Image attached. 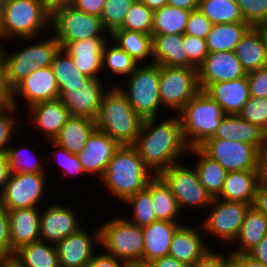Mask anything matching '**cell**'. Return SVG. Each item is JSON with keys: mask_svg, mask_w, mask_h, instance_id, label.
<instances>
[{"mask_svg": "<svg viewBox=\"0 0 267 267\" xmlns=\"http://www.w3.org/2000/svg\"><path fill=\"white\" fill-rule=\"evenodd\" d=\"M133 147L155 176L171 165L182 162L185 156L189 157L180 117L173 113L162 121L158 117L143 119Z\"/></svg>", "mask_w": 267, "mask_h": 267, "instance_id": "cell-1", "label": "cell"}, {"mask_svg": "<svg viewBox=\"0 0 267 267\" xmlns=\"http://www.w3.org/2000/svg\"><path fill=\"white\" fill-rule=\"evenodd\" d=\"M154 177L133 145H121L99 181L123 204L128 197L144 190Z\"/></svg>", "mask_w": 267, "mask_h": 267, "instance_id": "cell-2", "label": "cell"}, {"mask_svg": "<svg viewBox=\"0 0 267 267\" xmlns=\"http://www.w3.org/2000/svg\"><path fill=\"white\" fill-rule=\"evenodd\" d=\"M49 34L47 35L48 37L22 38L12 40L10 43L8 42V44H15L16 41L19 42L18 40L25 42H21L23 46L19 47V49L17 48V50L15 49L14 52H9L7 45L6 48L4 44L0 45L6 79L12 89L35 70L51 66L61 46L55 39V36L51 32Z\"/></svg>", "mask_w": 267, "mask_h": 267, "instance_id": "cell-3", "label": "cell"}, {"mask_svg": "<svg viewBox=\"0 0 267 267\" xmlns=\"http://www.w3.org/2000/svg\"><path fill=\"white\" fill-rule=\"evenodd\" d=\"M143 119L135 112L125 94L110 86L104 93L95 119L96 128L120 145H133L138 138Z\"/></svg>", "mask_w": 267, "mask_h": 267, "instance_id": "cell-4", "label": "cell"}, {"mask_svg": "<svg viewBox=\"0 0 267 267\" xmlns=\"http://www.w3.org/2000/svg\"><path fill=\"white\" fill-rule=\"evenodd\" d=\"M1 13L0 45L51 32V15L39 0H4Z\"/></svg>", "mask_w": 267, "mask_h": 267, "instance_id": "cell-5", "label": "cell"}, {"mask_svg": "<svg viewBox=\"0 0 267 267\" xmlns=\"http://www.w3.org/2000/svg\"><path fill=\"white\" fill-rule=\"evenodd\" d=\"M180 117L182 135L189 148L198 147L213 137L226 115L221 106L206 92L200 90L177 113Z\"/></svg>", "mask_w": 267, "mask_h": 267, "instance_id": "cell-6", "label": "cell"}, {"mask_svg": "<svg viewBox=\"0 0 267 267\" xmlns=\"http://www.w3.org/2000/svg\"><path fill=\"white\" fill-rule=\"evenodd\" d=\"M159 79L160 65L139 64L123 81L127 86L123 85L121 80H115L111 86H117L125 94L132 108L142 119L161 118L165 115L159 112L164 108L160 101Z\"/></svg>", "mask_w": 267, "mask_h": 267, "instance_id": "cell-7", "label": "cell"}, {"mask_svg": "<svg viewBox=\"0 0 267 267\" xmlns=\"http://www.w3.org/2000/svg\"><path fill=\"white\" fill-rule=\"evenodd\" d=\"M107 219L100 226V248L118 259L142 262L144 252L143 228L131 223L123 215ZM122 216V217H121Z\"/></svg>", "mask_w": 267, "mask_h": 267, "instance_id": "cell-8", "label": "cell"}, {"mask_svg": "<svg viewBox=\"0 0 267 267\" xmlns=\"http://www.w3.org/2000/svg\"><path fill=\"white\" fill-rule=\"evenodd\" d=\"M51 31L61 49L80 40L110 39L100 17L86 14L73 5H67L51 16Z\"/></svg>", "mask_w": 267, "mask_h": 267, "instance_id": "cell-9", "label": "cell"}, {"mask_svg": "<svg viewBox=\"0 0 267 267\" xmlns=\"http://www.w3.org/2000/svg\"><path fill=\"white\" fill-rule=\"evenodd\" d=\"M182 162L171 165L169 168L163 170L158 176L170 188L172 194L175 196L178 207L181 211H191L195 207L205 210L212 203L213 197L208 193L205 187L200 183L198 173L194 166ZM186 208V209H185ZM207 208V209H205Z\"/></svg>", "mask_w": 267, "mask_h": 267, "instance_id": "cell-10", "label": "cell"}, {"mask_svg": "<svg viewBox=\"0 0 267 267\" xmlns=\"http://www.w3.org/2000/svg\"><path fill=\"white\" fill-rule=\"evenodd\" d=\"M251 205L239 201H226L213 198L209 211L200 223L203 233L212 240H219L222 249L232 245L239 234L241 225L248 208ZM223 243V245H222Z\"/></svg>", "mask_w": 267, "mask_h": 267, "instance_id": "cell-11", "label": "cell"}, {"mask_svg": "<svg viewBox=\"0 0 267 267\" xmlns=\"http://www.w3.org/2000/svg\"><path fill=\"white\" fill-rule=\"evenodd\" d=\"M199 91L198 69L160 65L159 95L166 111L177 114Z\"/></svg>", "mask_w": 267, "mask_h": 267, "instance_id": "cell-12", "label": "cell"}, {"mask_svg": "<svg viewBox=\"0 0 267 267\" xmlns=\"http://www.w3.org/2000/svg\"><path fill=\"white\" fill-rule=\"evenodd\" d=\"M47 173L10 174L0 193V205L8 211L13 209L41 207L46 189Z\"/></svg>", "mask_w": 267, "mask_h": 267, "instance_id": "cell-13", "label": "cell"}, {"mask_svg": "<svg viewBox=\"0 0 267 267\" xmlns=\"http://www.w3.org/2000/svg\"><path fill=\"white\" fill-rule=\"evenodd\" d=\"M198 148L227 172L258 170L259 150L248 143L208 138Z\"/></svg>", "mask_w": 267, "mask_h": 267, "instance_id": "cell-14", "label": "cell"}, {"mask_svg": "<svg viewBox=\"0 0 267 267\" xmlns=\"http://www.w3.org/2000/svg\"><path fill=\"white\" fill-rule=\"evenodd\" d=\"M104 86L103 79L88 77L83 84L67 85L60 92L59 99L69 110L71 116H84L96 119L102 98L112 83Z\"/></svg>", "mask_w": 267, "mask_h": 267, "instance_id": "cell-15", "label": "cell"}, {"mask_svg": "<svg viewBox=\"0 0 267 267\" xmlns=\"http://www.w3.org/2000/svg\"><path fill=\"white\" fill-rule=\"evenodd\" d=\"M48 205L45 207L43 204L40 212L41 241L56 244L70 234L76 233L82 226L85 227V223L81 220L82 216L80 218L74 207L60 205L57 202Z\"/></svg>", "mask_w": 267, "mask_h": 267, "instance_id": "cell-16", "label": "cell"}, {"mask_svg": "<svg viewBox=\"0 0 267 267\" xmlns=\"http://www.w3.org/2000/svg\"><path fill=\"white\" fill-rule=\"evenodd\" d=\"M88 231L82 227L55 244L59 267H87L100 247L99 226Z\"/></svg>", "mask_w": 267, "mask_h": 267, "instance_id": "cell-17", "label": "cell"}, {"mask_svg": "<svg viewBox=\"0 0 267 267\" xmlns=\"http://www.w3.org/2000/svg\"><path fill=\"white\" fill-rule=\"evenodd\" d=\"M59 96L56 77L51 66H48L35 70L13 88V105L20 110L22 103L26 105L24 107L29 108L40 102L57 99ZM20 98L25 102L20 104Z\"/></svg>", "mask_w": 267, "mask_h": 267, "instance_id": "cell-18", "label": "cell"}, {"mask_svg": "<svg viewBox=\"0 0 267 267\" xmlns=\"http://www.w3.org/2000/svg\"><path fill=\"white\" fill-rule=\"evenodd\" d=\"M120 146L116 140L95 128L89 135L83 150L77 154L85 173L100 179Z\"/></svg>", "mask_w": 267, "mask_h": 267, "instance_id": "cell-19", "label": "cell"}, {"mask_svg": "<svg viewBox=\"0 0 267 267\" xmlns=\"http://www.w3.org/2000/svg\"><path fill=\"white\" fill-rule=\"evenodd\" d=\"M246 75L234 51L212 52L198 68V83L200 90H204L209 84L236 80Z\"/></svg>", "mask_w": 267, "mask_h": 267, "instance_id": "cell-20", "label": "cell"}, {"mask_svg": "<svg viewBox=\"0 0 267 267\" xmlns=\"http://www.w3.org/2000/svg\"><path fill=\"white\" fill-rule=\"evenodd\" d=\"M27 111L26 122L29 120L28 123L33 124L34 131L43 134L45 142L53 141L71 117L59 98L34 104L27 108Z\"/></svg>", "mask_w": 267, "mask_h": 267, "instance_id": "cell-21", "label": "cell"}, {"mask_svg": "<svg viewBox=\"0 0 267 267\" xmlns=\"http://www.w3.org/2000/svg\"><path fill=\"white\" fill-rule=\"evenodd\" d=\"M189 223L182 224L174 233L169 254L188 267L201 258L212 246L203 238L205 234L200 224L196 228ZM203 235V236H202ZM210 244V245H209Z\"/></svg>", "mask_w": 267, "mask_h": 267, "instance_id": "cell-22", "label": "cell"}, {"mask_svg": "<svg viewBox=\"0 0 267 267\" xmlns=\"http://www.w3.org/2000/svg\"><path fill=\"white\" fill-rule=\"evenodd\" d=\"M109 39H85L69 43L63 50L73 59L76 67L87 77L103 79V46Z\"/></svg>", "mask_w": 267, "mask_h": 267, "instance_id": "cell-23", "label": "cell"}, {"mask_svg": "<svg viewBox=\"0 0 267 267\" xmlns=\"http://www.w3.org/2000/svg\"><path fill=\"white\" fill-rule=\"evenodd\" d=\"M40 207L8 211L12 257L20 247L40 240Z\"/></svg>", "mask_w": 267, "mask_h": 267, "instance_id": "cell-24", "label": "cell"}, {"mask_svg": "<svg viewBox=\"0 0 267 267\" xmlns=\"http://www.w3.org/2000/svg\"><path fill=\"white\" fill-rule=\"evenodd\" d=\"M203 91L221 106L225 114L238 115L250 98L247 76L209 84Z\"/></svg>", "mask_w": 267, "mask_h": 267, "instance_id": "cell-25", "label": "cell"}, {"mask_svg": "<svg viewBox=\"0 0 267 267\" xmlns=\"http://www.w3.org/2000/svg\"><path fill=\"white\" fill-rule=\"evenodd\" d=\"M182 224L184 223L158 220L142 227L144 234L142 262L150 263L167 256L173 235Z\"/></svg>", "mask_w": 267, "mask_h": 267, "instance_id": "cell-26", "label": "cell"}, {"mask_svg": "<svg viewBox=\"0 0 267 267\" xmlns=\"http://www.w3.org/2000/svg\"><path fill=\"white\" fill-rule=\"evenodd\" d=\"M261 181L258 170L227 172L223 189L217 199L239 201L252 206Z\"/></svg>", "mask_w": 267, "mask_h": 267, "instance_id": "cell-27", "label": "cell"}, {"mask_svg": "<svg viewBox=\"0 0 267 267\" xmlns=\"http://www.w3.org/2000/svg\"><path fill=\"white\" fill-rule=\"evenodd\" d=\"M153 63L161 66L195 68L184 49L183 35H152Z\"/></svg>", "mask_w": 267, "mask_h": 267, "instance_id": "cell-28", "label": "cell"}, {"mask_svg": "<svg viewBox=\"0 0 267 267\" xmlns=\"http://www.w3.org/2000/svg\"><path fill=\"white\" fill-rule=\"evenodd\" d=\"M265 132L238 115L226 114L220 122L216 133L210 138L231 141H241L253 145L258 150L261 147Z\"/></svg>", "mask_w": 267, "mask_h": 267, "instance_id": "cell-29", "label": "cell"}, {"mask_svg": "<svg viewBox=\"0 0 267 267\" xmlns=\"http://www.w3.org/2000/svg\"><path fill=\"white\" fill-rule=\"evenodd\" d=\"M266 235L267 216L256 210L253 206H250L244 217L239 234L232 243L233 245H230L227 250L235 253H248ZM231 246L235 247L232 248Z\"/></svg>", "mask_w": 267, "mask_h": 267, "instance_id": "cell-30", "label": "cell"}, {"mask_svg": "<svg viewBox=\"0 0 267 267\" xmlns=\"http://www.w3.org/2000/svg\"><path fill=\"white\" fill-rule=\"evenodd\" d=\"M110 40L124 50L138 64L153 63L152 35L126 29H116ZM147 60H150L147 62Z\"/></svg>", "mask_w": 267, "mask_h": 267, "instance_id": "cell-31", "label": "cell"}, {"mask_svg": "<svg viewBox=\"0 0 267 267\" xmlns=\"http://www.w3.org/2000/svg\"><path fill=\"white\" fill-rule=\"evenodd\" d=\"M96 128L95 120L84 116H71L53 142L77 155Z\"/></svg>", "mask_w": 267, "mask_h": 267, "instance_id": "cell-32", "label": "cell"}, {"mask_svg": "<svg viewBox=\"0 0 267 267\" xmlns=\"http://www.w3.org/2000/svg\"><path fill=\"white\" fill-rule=\"evenodd\" d=\"M191 154V157L196 161L193 162L195 163L193 166L198 173L200 183L213 198H217L223 189L227 175L226 169L219 162L206 156L198 147L189 148L188 155Z\"/></svg>", "mask_w": 267, "mask_h": 267, "instance_id": "cell-33", "label": "cell"}, {"mask_svg": "<svg viewBox=\"0 0 267 267\" xmlns=\"http://www.w3.org/2000/svg\"><path fill=\"white\" fill-rule=\"evenodd\" d=\"M234 52L246 73L266 67L264 44L254 27L241 38Z\"/></svg>", "mask_w": 267, "mask_h": 267, "instance_id": "cell-34", "label": "cell"}, {"mask_svg": "<svg viewBox=\"0 0 267 267\" xmlns=\"http://www.w3.org/2000/svg\"><path fill=\"white\" fill-rule=\"evenodd\" d=\"M12 258L22 267H59L55 244L41 240L20 247Z\"/></svg>", "mask_w": 267, "mask_h": 267, "instance_id": "cell-35", "label": "cell"}, {"mask_svg": "<svg viewBox=\"0 0 267 267\" xmlns=\"http://www.w3.org/2000/svg\"><path fill=\"white\" fill-rule=\"evenodd\" d=\"M251 28L248 23H224L212 26L205 41L209 53L234 51L241 38Z\"/></svg>", "mask_w": 267, "mask_h": 267, "instance_id": "cell-36", "label": "cell"}, {"mask_svg": "<svg viewBox=\"0 0 267 267\" xmlns=\"http://www.w3.org/2000/svg\"><path fill=\"white\" fill-rule=\"evenodd\" d=\"M16 145L13 143L12 145L10 144L7 149V157H8V166H9V171L10 174L13 173H48L47 172V167H46V162L44 161L43 158H41L40 161V156L36 154L35 147L28 146L29 144L26 143L21 145ZM18 145V146H17ZM39 158H38V157ZM44 162H43V161ZM45 164V165H44Z\"/></svg>", "mask_w": 267, "mask_h": 267, "instance_id": "cell-37", "label": "cell"}, {"mask_svg": "<svg viewBox=\"0 0 267 267\" xmlns=\"http://www.w3.org/2000/svg\"><path fill=\"white\" fill-rule=\"evenodd\" d=\"M151 197L157 221L180 222L181 211L176 198L158 175L151 180Z\"/></svg>", "mask_w": 267, "mask_h": 267, "instance_id": "cell-38", "label": "cell"}, {"mask_svg": "<svg viewBox=\"0 0 267 267\" xmlns=\"http://www.w3.org/2000/svg\"><path fill=\"white\" fill-rule=\"evenodd\" d=\"M190 12L168 4L161 9L155 10L153 12L152 35H183Z\"/></svg>", "mask_w": 267, "mask_h": 267, "instance_id": "cell-39", "label": "cell"}, {"mask_svg": "<svg viewBox=\"0 0 267 267\" xmlns=\"http://www.w3.org/2000/svg\"><path fill=\"white\" fill-rule=\"evenodd\" d=\"M111 42V43H110ZM109 45V46H108ZM139 64L124 50L120 49L110 39L103 46L102 72L116 76V79L127 78ZM105 69V70H104ZM107 70V72H106Z\"/></svg>", "mask_w": 267, "mask_h": 267, "instance_id": "cell-40", "label": "cell"}, {"mask_svg": "<svg viewBox=\"0 0 267 267\" xmlns=\"http://www.w3.org/2000/svg\"><path fill=\"white\" fill-rule=\"evenodd\" d=\"M198 9L213 25L224 23H246L236 1L200 0Z\"/></svg>", "mask_w": 267, "mask_h": 267, "instance_id": "cell-41", "label": "cell"}, {"mask_svg": "<svg viewBox=\"0 0 267 267\" xmlns=\"http://www.w3.org/2000/svg\"><path fill=\"white\" fill-rule=\"evenodd\" d=\"M123 203L126 204L125 206H129L128 208L132 209V213L129 214L131 217H128V214L127 216L124 215L131 223L144 227L157 221L151 197V181L144 190L131 195Z\"/></svg>", "mask_w": 267, "mask_h": 267, "instance_id": "cell-42", "label": "cell"}, {"mask_svg": "<svg viewBox=\"0 0 267 267\" xmlns=\"http://www.w3.org/2000/svg\"><path fill=\"white\" fill-rule=\"evenodd\" d=\"M59 92L67 90V85L83 84L88 78L76 67L71 56L63 49L55 55L51 64Z\"/></svg>", "mask_w": 267, "mask_h": 267, "instance_id": "cell-43", "label": "cell"}, {"mask_svg": "<svg viewBox=\"0 0 267 267\" xmlns=\"http://www.w3.org/2000/svg\"><path fill=\"white\" fill-rule=\"evenodd\" d=\"M153 11L139 0L130 7L123 24L118 29L138 31L152 35Z\"/></svg>", "mask_w": 267, "mask_h": 267, "instance_id": "cell-44", "label": "cell"}, {"mask_svg": "<svg viewBox=\"0 0 267 267\" xmlns=\"http://www.w3.org/2000/svg\"><path fill=\"white\" fill-rule=\"evenodd\" d=\"M136 0H106L100 18L103 26L111 34L123 24L125 15Z\"/></svg>", "mask_w": 267, "mask_h": 267, "instance_id": "cell-45", "label": "cell"}, {"mask_svg": "<svg viewBox=\"0 0 267 267\" xmlns=\"http://www.w3.org/2000/svg\"><path fill=\"white\" fill-rule=\"evenodd\" d=\"M47 143L50 145V147H53L54 150L51 153L53 156L52 158L54 161H56L55 163L58 164V167L60 166L59 171L60 173L62 171L64 177L66 175V177H70V175H72L75 178L77 177L76 175H87L77 155L70 153L68 150L59 146L53 141H47Z\"/></svg>", "mask_w": 267, "mask_h": 267, "instance_id": "cell-46", "label": "cell"}, {"mask_svg": "<svg viewBox=\"0 0 267 267\" xmlns=\"http://www.w3.org/2000/svg\"><path fill=\"white\" fill-rule=\"evenodd\" d=\"M238 116L267 133V97L250 96L248 102L238 113Z\"/></svg>", "mask_w": 267, "mask_h": 267, "instance_id": "cell-47", "label": "cell"}, {"mask_svg": "<svg viewBox=\"0 0 267 267\" xmlns=\"http://www.w3.org/2000/svg\"><path fill=\"white\" fill-rule=\"evenodd\" d=\"M18 112L14 105L0 110V152H7L8 146L13 141L12 136L16 135L14 133L20 126L17 124L21 121Z\"/></svg>", "mask_w": 267, "mask_h": 267, "instance_id": "cell-48", "label": "cell"}, {"mask_svg": "<svg viewBox=\"0 0 267 267\" xmlns=\"http://www.w3.org/2000/svg\"><path fill=\"white\" fill-rule=\"evenodd\" d=\"M244 21L251 27L267 24V0H236Z\"/></svg>", "mask_w": 267, "mask_h": 267, "instance_id": "cell-49", "label": "cell"}, {"mask_svg": "<svg viewBox=\"0 0 267 267\" xmlns=\"http://www.w3.org/2000/svg\"><path fill=\"white\" fill-rule=\"evenodd\" d=\"M183 43L187 60L198 69L209 54L206 41L202 38L183 34Z\"/></svg>", "mask_w": 267, "mask_h": 267, "instance_id": "cell-50", "label": "cell"}, {"mask_svg": "<svg viewBox=\"0 0 267 267\" xmlns=\"http://www.w3.org/2000/svg\"><path fill=\"white\" fill-rule=\"evenodd\" d=\"M212 26L211 21L197 8L191 10L184 34L205 40L211 32Z\"/></svg>", "mask_w": 267, "mask_h": 267, "instance_id": "cell-51", "label": "cell"}, {"mask_svg": "<svg viewBox=\"0 0 267 267\" xmlns=\"http://www.w3.org/2000/svg\"><path fill=\"white\" fill-rule=\"evenodd\" d=\"M12 257L8 210L0 205V258Z\"/></svg>", "mask_w": 267, "mask_h": 267, "instance_id": "cell-52", "label": "cell"}, {"mask_svg": "<svg viewBox=\"0 0 267 267\" xmlns=\"http://www.w3.org/2000/svg\"><path fill=\"white\" fill-rule=\"evenodd\" d=\"M249 94L253 97H267V67L247 73Z\"/></svg>", "mask_w": 267, "mask_h": 267, "instance_id": "cell-53", "label": "cell"}, {"mask_svg": "<svg viewBox=\"0 0 267 267\" xmlns=\"http://www.w3.org/2000/svg\"><path fill=\"white\" fill-rule=\"evenodd\" d=\"M213 249L214 247L209 249L201 258L189 267H223L230 260L228 250H218V252H216V249Z\"/></svg>", "mask_w": 267, "mask_h": 267, "instance_id": "cell-54", "label": "cell"}, {"mask_svg": "<svg viewBox=\"0 0 267 267\" xmlns=\"http://www.w3.org/2000/svg\"><path fill=\"white\" fill-rule=\"evenodd\" d=\"M13 105V89L6 79V72L2 54L0 52V107L7 108Z\"/></svg>", "mask_w": 267, "mask_h": 267, "instance_id": "cell-55", "label": "cell"}, {"mask_svg": "<svg viewBox=\"0 0 267 267\" xmlns=\"http://www.w3.org/2000/svg\"><path fill=\"white\" fill-rule=\"evenodd\" d=\"M100 250L94 254L87 267H124L125 262L123 260L105 253L101 248Z\"/></svg>", "mask_w": 267, "mask_h": 267, "instance_id": "cell-56", "label": "cell"}, {"mask_svg": "<svg viewBox=\"0 0 267 267\" xmlns=\"http://www.w3.org/2000/svg\"><path fill=\"white\" fill-rule=\"evenodd\" d=\"M106 0H73L72 5L86 14L100 17Z\"/></svg>", "mask_w": 267, "mask_h": 267, "instance_id": "cell-57", "label": "cell"}, {"mask_svg": "<svg viewBox=\"0 0 267 267\" xmlns=\"http://www.w3.org/2000/svg\"><path fill=\"white\" fill-rule=\"evenodd\" d=\"M230 261L236 267H267L263 263L253 259L247 253L229 252Z\"/></svg>", "mask_w": 267, "mask_h": 267, "instance_id": "cell-58", "label": "cell"}, {"mask_svg": "<svg viewBox=\"0 0 267 267\" xmlns=\"http://www.w3.org/2000/svg\"><path fill=\"white\" fill-rule=\"evenodd\" d=\"M252 206L267 216V183L261 181L257 187L254 201Z\"/></svg>", "mask_w": 267, "mask_h": 267, "instance_id": "cell-59", "label": "cell"}, {"mask_svg": "<svg viewBox=\"0 0 267 267\" xmlns=\"http://www.w3.org/2000/svg\"><path fill=\"white\" fill-rule=\"evenodd\" d=\"M247 254L267 266V235Z\"/></svg>", "mask_w": 267, "mask_h": 267, "instance_id": "cell-60", "label": "cell"}, {"mask_svg": "<svg viewBox=\"0 0 267 267\" xmlns=\"http://www.w3.org/2000/svg\"><path fill=\"white\" fill-rule=\"evenodd\" d=\"M258 171L260 173L261 180L265 181L267 179V133H265L263 142L259 149Z\"/></svg>", "mask_w": 267, "mask_h": 267, "instance_id": "cell-61", "label": "cell"}, {"mask_svg": "<svg viewBox=\"0 0 267 267\" xmlns=\"http://www.w3.org/2000/svg\"><path fill=\"white\" fill-rule=\"evenodd\" d=\"M44 9L52 16L57 10L72 5L73 0H39Z\"/></svg>", "mask_w": 267, "mask_h": 267, "instance_id": "cell-62", "label": "cell"}, {"mask_svg": "<svg viewBox=\"0 0 267 267\" xmlns=\"http://www.w3.org/2000/svg\"><path fill=\"white\" fill-rule=\"evenodd\" d=\"M149 264L151 267H188L186 264L178 261L170 255L153 260Z\"/></svg>", "mask_w": 267, "mask_h": 267, "instance_id": "cell-63", "label": "cell"}, {"mask_svg": "<svg viewBox=\"0 0 267 267\" xmlns=\"http://www.w3.org/2000/svg\"><path fill=\"white\" fill-rule=\"evenodd\" d=\"M10 176L8 157L6 153L0 152V193Z\"/></svg>", "mask_w": 267, "mask_h": 267, "instance_id": "cell-64", "label": "cell"}, {"mask_svg": "<svg viewBox=\"0 0 267 267\" xmlns=\"http://www.w3.org/2000/svg\"><path fill=\"white\" fill-rule=\"evenodd\" d=\"M200 0H167V4L184 10H194L199 6Z\"/></svg>", "mask_w": 267, "mask_h": 267, "instance_id": "cell-65", "label": "cell"}, {"mask_svg": "<svg viewBox=\"0 0 267 267\" xmlns=\"http://www.w3.org/2000/svg\"><path fill=\"white\" fill-rule=\"evenodd\" d=\"M141 3L145 4L153 12L155 10L161 9L167 4V0H139Z\"/></svg>", "mask_w": 267, "mask_h": 267, "instance_id": "cell-66", "label": "cell"}, {"mask_svg": "<svg viewBox=\"0 0 267 267\" xmlns=\"http://www.w3.org/2000/svg\"><path fill=\"white\" fill-rule=\"evenodd\" d=\"M254 28L259 32L260 37L262 38L265 50V61L267 67V24L257 25Z\"/></svg>", "mask_w": 267, "mask_h": 267, "instance_id": "cell-67", "label": "cell"}, {"mask_svg": "<svg viewBox=\"0 0 267 267\" xmlns=\"http://www.w3.org/2000/svg\"><path fill=\"white\" fill-rule=\"evenodd\" d=\"M0 267H22L14 258H0Z\"/></svg>", "mask_w": 267, "mask_h": 267, "instance_id": "cell-68", "label": "cell"}, {"mask_svg": "<svg viewBox=\"0 0 267 267\" xmlns=\"http://www.w3.org/2000/svg\"><path fill=\"white\" fill-rule=\"evenodd\" d=\"M124 267H151V265L144 262H128L125 263Z\"/></svg>", "mask_w": 267, "mask_h": 267, "instance_id": "cell-69", "label": "cell"}, {"mask_svg": "<svg viewBox=\"0 0 267 267\" xmlns=\"http://www.w3.org/2000/svg\"><path fill=\"white\" fill-rule=\"evenodd\" d=\"M223 267H236L230 260Z\"/></svg>", "mask_w": 267, "mask_h": 267, "instance_id": "cell-70", "label": "cell"}, {"mask_svg": "<svg viewBox=\"0 0 267 267\" xmlns=\"http://www.w3.org/2000/svg\"><path fill=\"white\" fill-rule=\"evenodd\" d=\"M2 12V1L0 0V24H1V13Z\"/></svg>", "mask_w": 267, "mask_h": 267, "instance_id": "cell-71", "label": "cell"}]
</instances>
